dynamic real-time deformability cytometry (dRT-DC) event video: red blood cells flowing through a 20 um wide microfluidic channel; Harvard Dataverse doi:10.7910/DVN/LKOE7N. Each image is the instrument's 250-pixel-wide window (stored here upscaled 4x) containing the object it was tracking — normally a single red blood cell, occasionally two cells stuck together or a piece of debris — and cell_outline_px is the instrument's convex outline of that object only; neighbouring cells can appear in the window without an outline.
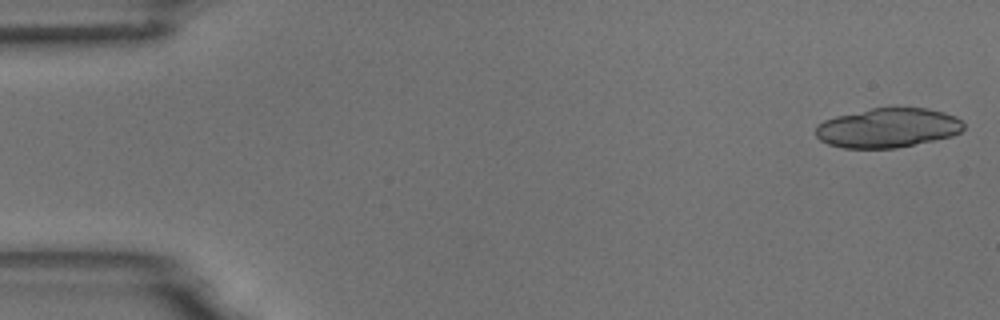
{"species": "common noctule bat (a hibernating species)", "species_latin": "Nyctalus noctula", "temperature_condition": "room temperature", "stored_images_in_passage": 9, "camera_frame_rate_fps": 3000, "um_per_image_px": 0.085, "animal": {"sex": "male", "body_mass_g": 18.8}, "frame": {"image": 1, "passage_image": 1, "time_ms": 0.0, "image_size_px": [1000, 320], "cell_outline_px": [[964, 128], [960, 132], [952, 136], [896, 148], [844, 148], [828, 144], [820, 140], [816, 136], [816, 124], [824, 120], [836, 116], [888, 104], [928, 108], [944, 112], [956, 116], [964, 124]], "centroid_in_image_um": [75.47, 10.82], "position_along_channel_um": 9.5, "area_um2": 34.85}}